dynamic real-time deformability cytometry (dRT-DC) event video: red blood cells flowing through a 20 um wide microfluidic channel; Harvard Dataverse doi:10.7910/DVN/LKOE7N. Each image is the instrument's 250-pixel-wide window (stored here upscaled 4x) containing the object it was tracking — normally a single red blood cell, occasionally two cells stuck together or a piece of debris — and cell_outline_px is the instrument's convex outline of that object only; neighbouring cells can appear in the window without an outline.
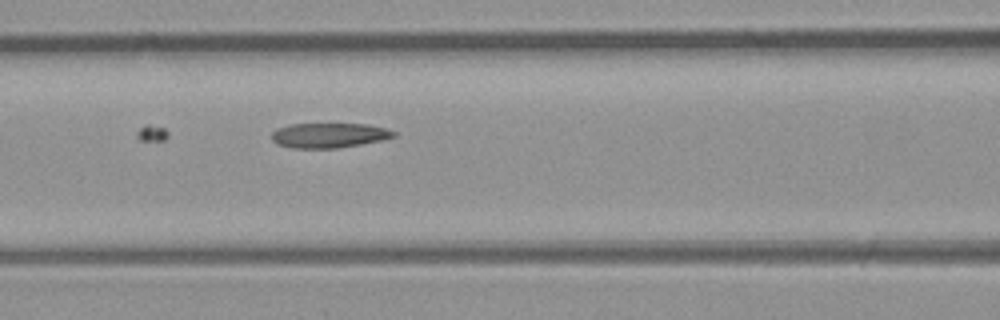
{"species": "common noctule bat (a hibernating species)", "species_latin": "Nyctalus noctula", "temperature_condition": "room temperature", "stored_images_in_passage": 14, "camera_frame_rate_fps": 3000, "um_per_image_px": 0.085, "animal": {"sex": "male", "body_mass_g": 23.1, "forearm_length_mm": 52.7}, "frame": {"image": 1, "passage_image": 14, "time_ms": 4.333, "image_size_px": [1000, 320], "cell_outline_px": [[396, 136], [384, 140], [336, 148], [292, 148], [276, 144], [272, 140], [272, 132], [276, 128], [292, 124], [368, 124], [388, 128], [396, 132]], "centroid_in_image_um": [27.99, 11.5], "position_along_channel_um": 138.6, "area_um2": 17.8}}